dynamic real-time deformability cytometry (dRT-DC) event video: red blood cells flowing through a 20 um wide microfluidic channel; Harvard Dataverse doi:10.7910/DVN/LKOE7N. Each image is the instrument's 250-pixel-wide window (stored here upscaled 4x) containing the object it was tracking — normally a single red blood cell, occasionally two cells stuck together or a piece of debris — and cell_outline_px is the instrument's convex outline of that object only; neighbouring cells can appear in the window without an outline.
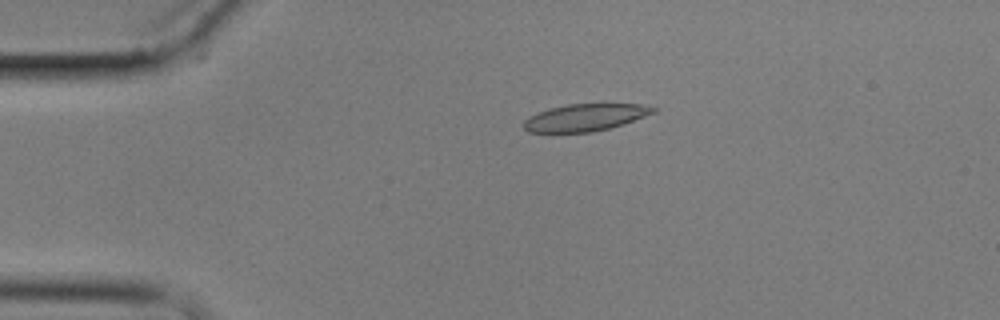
{"species": "common noctule bat (a hibernating species)", "species_latin": "Nyctalus noctula", "temperature_condition": "cold", "stored_images_in_passage": 5, "camera_frame_rate_fps": 3000, "um_per_image_px": 0.085, "animal": {"sex": "male", "body_mass_g": 17.9}, "frame": {"image": 1, "passage_image": 4, "time_ms": 3.333, "image_size_px": [1000, 320], "cell_outline_px": [[656, 112], [624, 124], [592, 132], [528, 132], [524, 128], [524, 120], [528, 116], [548, 108], [568, 104], [640, 104], [656, 108]], "centroid_in_image_um": [49.72, 9.98], "position_along_channel_um": 35.3, "area_um2": 20.4}}